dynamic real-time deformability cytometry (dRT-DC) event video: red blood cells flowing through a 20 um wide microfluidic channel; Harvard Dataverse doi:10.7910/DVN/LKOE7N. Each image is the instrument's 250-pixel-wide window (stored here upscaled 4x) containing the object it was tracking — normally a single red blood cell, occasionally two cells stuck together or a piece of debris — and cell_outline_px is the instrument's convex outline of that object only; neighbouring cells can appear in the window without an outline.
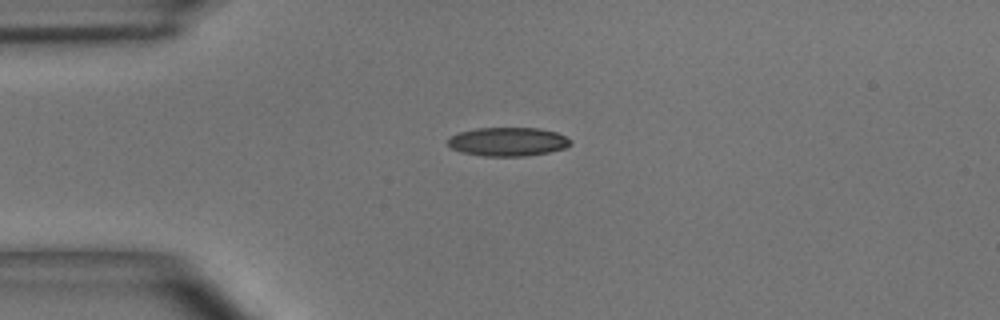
{"species": "common noctule bat (a hibernating species)", "species_latin": "Nyctalus noctula", "temperature_condition": "room temperature", "stored_images_in_passage": 39, "camera_frame_rate_fps": 3000, "um_per_image_px": 0.085, "animal": {"sex": "male", "body_mass_g": 15.6}, "frame": {"image": 1, "passage_image": 1, "time_ms": 0.0, "image_size_px": [1000, 320], "cell_outline_px": [[572, 144], [564, 148], [548, 152], [524, 156], [484, 156], [460, 152], [452, 148], [448, 144], [448, 140], [452, 136], [460, 132], [476, 128], [540, 128], [556, 132], [572, 140]], "centroid_in_image_um": [43.18, 12.04], "position_along_channel_um": 41.8, "area_um2": 20.46}}
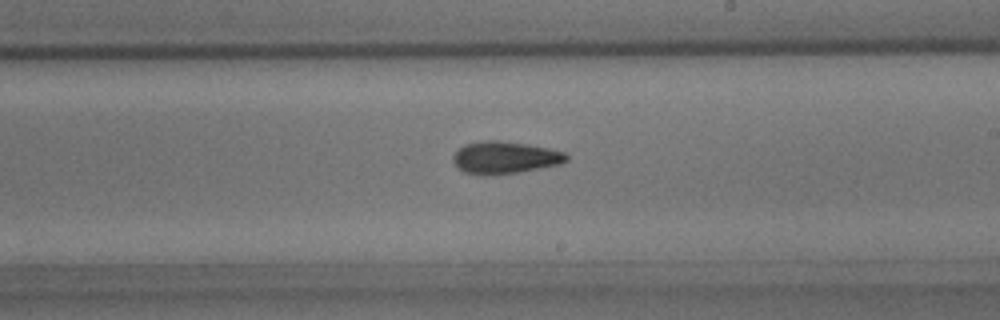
{"frame": {"image": 2, "passage_image": 18, "time_ms": 5.667, "image_size_px": [1000, 320], "cell_outline_px": [[568, 160], [560, 164], [516, 172], [488, 176], [464, 172], [452, 160], [452, 156], [464, 144], [484, 140], [496, 140], [528, 144], [548, 148], [564, 152], [568, 156]], "centroid_in_image_um": [42.9, 13.38], "position_along_channel_um": 246.1, "area_um2": 21.15}}
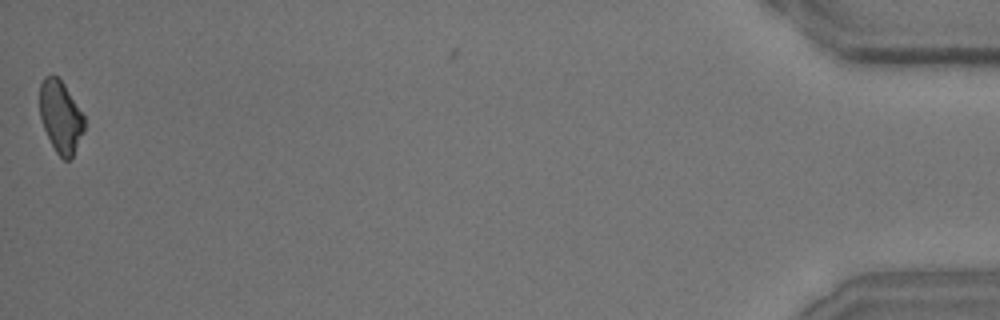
{"frame": {"image": 3, "passage_image": 39, "time_ms": 12.667, "image_size_px": [1000, 320], "cell_outline_px": [[84, 132], [72, 156], [68, 160], [64, 160], [56, 152], [44, 128], [40, 116], [40, 84], [44, 76], [56, 76], [64, 84], [84, 116]], "centroid_in_image_um": [5.15, 9.92], "position_along_channel_um": 430.0, "area_um2": 18.38}, "authors_computed_cell_mechanics": {"area_um2": 20.1144, "velocity_mm_per_s": 3.9696, "shape_relaxation_time_tau1_ms": 4.8961, "shape_relaxation_time_tau2_ms": 5.5646, "deformation_change_tau1": 0.1705, "deformation_change_tau2": 0.1634}}